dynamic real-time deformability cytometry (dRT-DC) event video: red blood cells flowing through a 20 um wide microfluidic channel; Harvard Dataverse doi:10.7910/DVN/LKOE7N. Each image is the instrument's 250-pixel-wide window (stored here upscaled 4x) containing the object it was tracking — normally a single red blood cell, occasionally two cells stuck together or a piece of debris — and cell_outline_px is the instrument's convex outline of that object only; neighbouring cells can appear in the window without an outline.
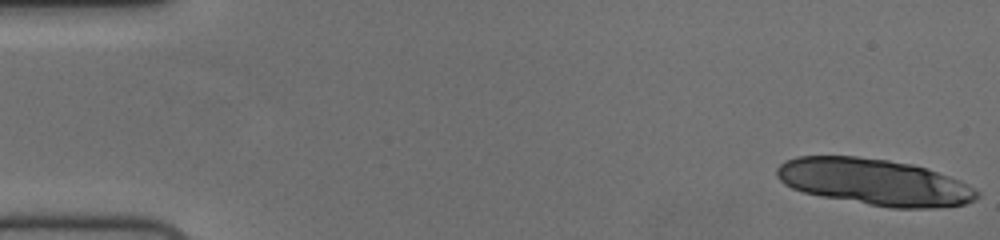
{"species": "human", "species_latin": "Homo sapiens", "temperature_condition": "cold", "stored_images_in_passage": 16, "camera_frame_rate_fps": 3000, "um_per_image_px": 0.085, "donor": {"sex": "female"}, "frame": {"image": 1, "passage_image": 1, "time_ms": 0.0, "image_size_px": [1000, 240], "cell_outline_px": [[980, 196], [976, 200], [964, 204], [936, 208], [892, 208], [820, 196], [804, 192], [792, 188], [784, 184], [776, 176], [776, 168], [784, 160], [796, 156], [856, 156], [888, 160], [912, 164], [928, 168], [960, 180], [968, 184], [980, 192]], "centroid_in_image_um": [74.34, 15.47], "position_along_channel_um": 10.7, "area_um2": 54.51}}
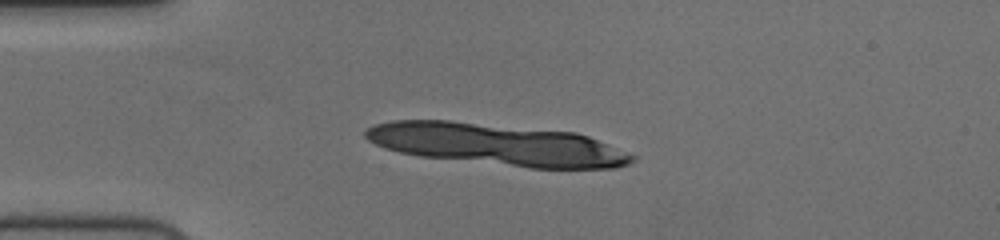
{"frame": {"image": 2, "passage_image": 13, "time_ms": 4.0, "image_size_px": [1000, 240], "cell_outline_px": [[636, 160], [628, 164], [616, 168], [528, 168], [420, 156], [400, 152], [384, 148], [368, 140], [364, 136], [364, 132], [368, 128], [376, 124], [392, 120], [448, 120], [576, 132], [588, 136], [636, 156]], "centroid_in_image_um": [42.23, 12.28], "position_along_channel_um": 42.8, "area_um2": 64.74}}